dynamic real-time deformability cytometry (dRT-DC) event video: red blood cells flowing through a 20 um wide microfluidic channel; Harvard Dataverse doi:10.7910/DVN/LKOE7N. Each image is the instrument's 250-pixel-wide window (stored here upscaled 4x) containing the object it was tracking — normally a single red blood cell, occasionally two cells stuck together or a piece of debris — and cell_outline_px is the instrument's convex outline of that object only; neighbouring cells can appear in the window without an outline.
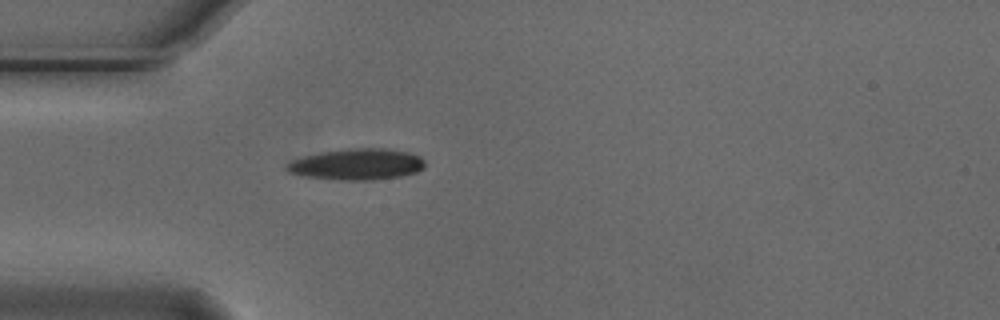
{"species": "Egyptian fruit bat (a non-hibernating species)", "species_latin": "Rousettus aegyptiacus", "temperature_condition": "cold", "stored_images_in_passage": 5, "camera_frame_rate_fps": 3000, "um_per_image_px": 0.085, "animal": {"sex": "male"}, "frame": {"image": 1, "passage_image": 5, "time_ms": 1.333, "image_size_px": [1000, 320], "cell_outline_px": [[424, 168], [416, 172], [400, 176], [372, 180], [340, 180], [308, 176], [288, 172], [284, 168], [292, 160], [304, 156], [324, 152], [348, 148], [384, 148], [408, 152], [420, 156], [424, 160]], "centroid_in_image_um": [30.37, 13.96], "position_along_channel_um": 54.6, "area_um2": 24.91}}